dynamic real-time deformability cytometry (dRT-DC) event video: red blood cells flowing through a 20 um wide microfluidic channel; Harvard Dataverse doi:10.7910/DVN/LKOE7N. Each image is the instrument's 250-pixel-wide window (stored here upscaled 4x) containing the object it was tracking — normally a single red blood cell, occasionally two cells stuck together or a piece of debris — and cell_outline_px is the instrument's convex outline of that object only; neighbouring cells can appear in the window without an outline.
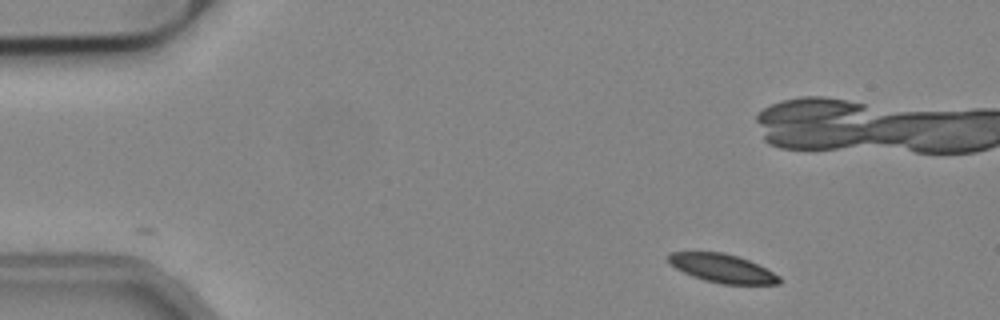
{"species": "common noctule bat (a hibernating species)", "species_latin": "Nyctalus noctula", "temperature_condition": "cold", "stored_images_in_passage": 48, "camera_frame_rate_fps": 3000, "um_per_image_px": 0.085, "animal": {"sex": "male", "body_mass_g": 19.2, "forearm_length_mm": 51.8}, "frame": {"image": 1, "passage_image": 1, "time_ms": 0.0, "image_size_px": [1000, 320], "cell_outline_px": [[780, 284], [724, 284], [704, 280], [692, 276], [676, 268], [668, 260], [668, 256], [672, 252], [724, 252], [748, 260], [780, 276]], "centroid_in_image_um": [61.39, 22.81], "position_along_channel_um": 23.6, "area_um2": 18.09}}